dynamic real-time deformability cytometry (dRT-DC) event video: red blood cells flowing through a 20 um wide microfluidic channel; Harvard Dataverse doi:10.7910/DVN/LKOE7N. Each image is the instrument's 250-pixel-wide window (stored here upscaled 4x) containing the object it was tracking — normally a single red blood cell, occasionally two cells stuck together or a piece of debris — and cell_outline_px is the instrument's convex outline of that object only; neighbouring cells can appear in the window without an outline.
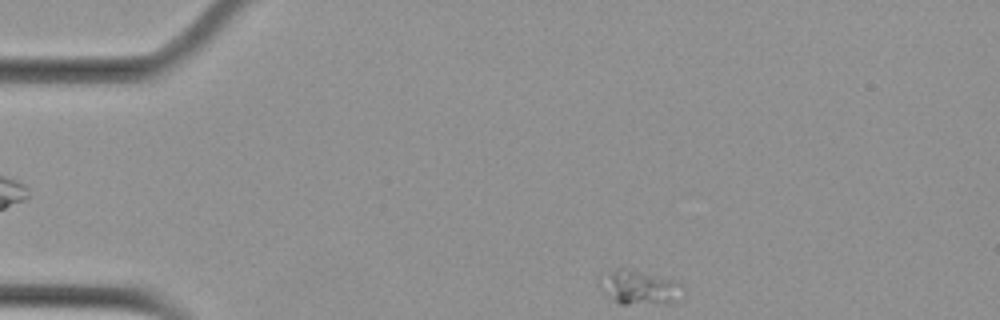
{"species": "Egyptian fruit bat (a non-hibernating species)", "species_latin": "Rousettus aegyptiacus", "temperature_condition": "cold", "stored_images_in_passage": 5, "segment_of_instrument_passage": [2, 2], "camera_frame_rate_fps": 3000, "um_per_image_px": 0.085, "animal": {"sex": "female"}, "frame": {"image": 1, "passage_image": 5, "time_ms": 1.333, "image_size_px": [1000, 320], "cell_outline_px": [[684, 296], [680, 300], [668, 304], [616, 304], [600, 288], [612, 272], [616, 268], [620, 268], [680, 280], [684, 284]], "centroid_in_image_um": [54.56, 24.5], "position_along_channel_um": 30.4, "area_um2": 16.47}}